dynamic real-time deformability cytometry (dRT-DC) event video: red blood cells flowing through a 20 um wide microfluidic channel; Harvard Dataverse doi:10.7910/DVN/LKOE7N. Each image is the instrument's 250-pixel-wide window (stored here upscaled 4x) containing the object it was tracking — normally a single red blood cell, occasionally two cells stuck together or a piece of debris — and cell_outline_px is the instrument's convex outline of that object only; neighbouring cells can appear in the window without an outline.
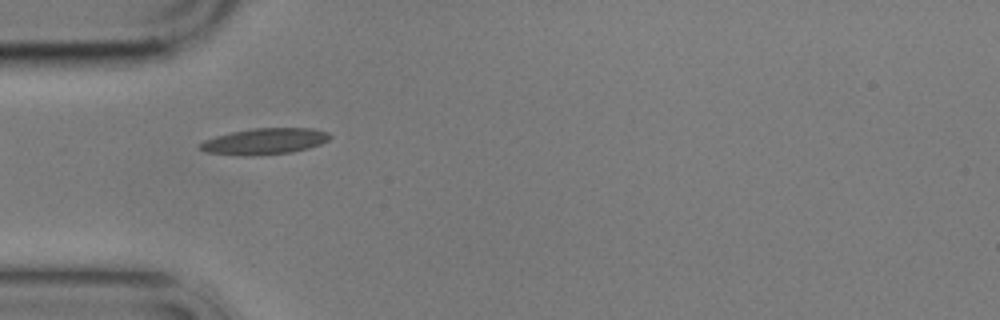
{"species": "common noctule bat (a hibernating species)", "species_latin": "Nyctalus noctula", "temperature_condition": "cold", "stored_images_in_passage": 5, "camera_frame_rate_fps": 3000, "um_per_image_px": 0.085, "animal": {"sex": "male", "body_mass_g": 17.9}, "frame": {"image": 1, "passage_image": 4, "time_ms": 5.0, "image_size_px": [1000, 320], "cell_outline_px": [[332, 136], [328, 140], [320, 144], [308, 148], [292, 152], [260, 156], [236, 156], [204, 152], [200, 148], [200, 144], [204, 140], [216, 136], [232, 132], [252, 128], [312, 128], [328, 132]], "centroid_in_image_um": [22.48, 12.03], "position_along_channel_um": 62.5, "area_um2": 20.06}}
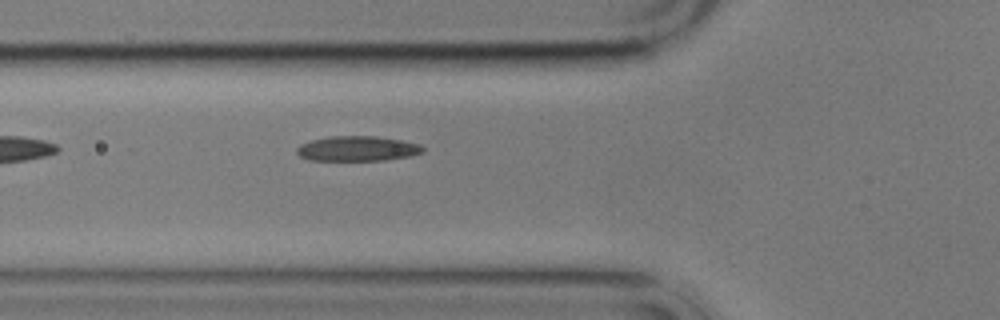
{"frame": {"image": 2, "passage_image": 5, "time_ms": 6.0, "image_size_px": [1000, 320], "cell_outline_px": [[424, 152], [412, 156], [384, 160], [308, 160], [300, 156], [296, 152], [296, 148], [300, 144], [312, 140], [328, 136], [376, 136], [400, 140], [420, 144], [424, 148]], "centroid_in_image_um": [30.38, 12.63], "position_along_channel_um": 95.4, "area_um2": 18.44}}